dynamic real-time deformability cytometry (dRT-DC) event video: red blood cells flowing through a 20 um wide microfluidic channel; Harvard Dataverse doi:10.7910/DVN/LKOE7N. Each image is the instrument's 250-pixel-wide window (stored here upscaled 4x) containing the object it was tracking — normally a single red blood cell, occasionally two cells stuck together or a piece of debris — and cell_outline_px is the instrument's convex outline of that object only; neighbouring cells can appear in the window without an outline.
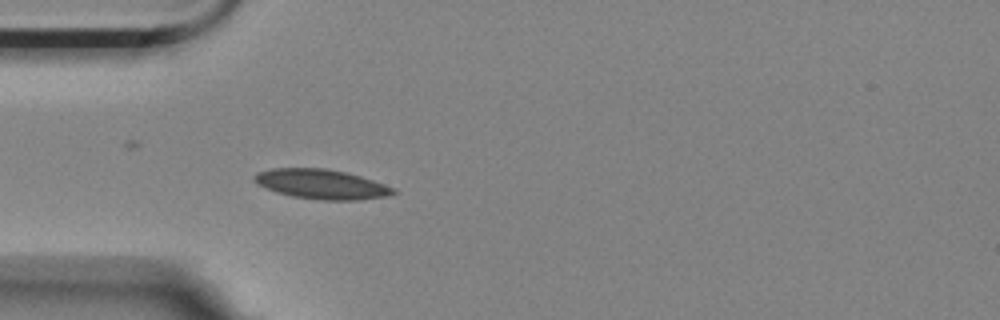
{"species": "Egyptian fruit bat (a non-hibernating species)", "species_latin": "Rousettus aegyptiacus", "temperature_condition": "room temperature", "stored_images_in_passage": 3, "camera_frame_rate_fps": 3000, "um_per_image_px": 0.085, "animal": {"sex": "female"}, "frame": {"image": 1, "passage_image": 3, "time_ms": 0.667, "image_size_px": [1000, 320], "cell_outline_px": [[396, 192], [388, 196], [356, 200], [320, 200], [292, 196], [276, 192], [252, 180], [252, 176], [256, 172], [272, 168], [324, 168], [344, 172], [360, 176], [396, 188]], "centroid_in_image_um": [27.31, 15.65], "position_along_channel_um": 57.7, "area_um2": 23.93}}